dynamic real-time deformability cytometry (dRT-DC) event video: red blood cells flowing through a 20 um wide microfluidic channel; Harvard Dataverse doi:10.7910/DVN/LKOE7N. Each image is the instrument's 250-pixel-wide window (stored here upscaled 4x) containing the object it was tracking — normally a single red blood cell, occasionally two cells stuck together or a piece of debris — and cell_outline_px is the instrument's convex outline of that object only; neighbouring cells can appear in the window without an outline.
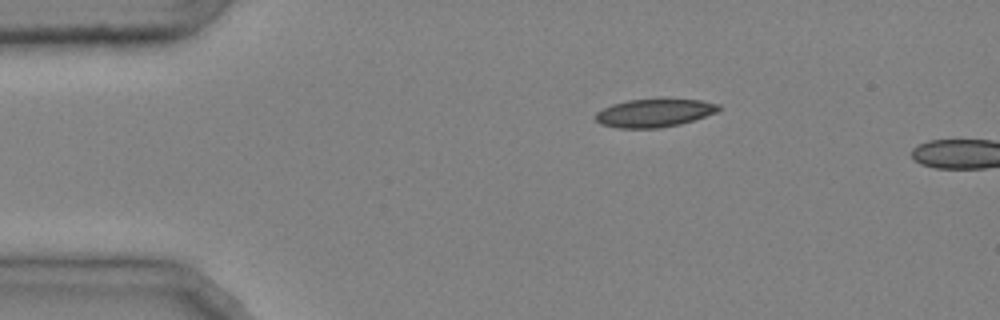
{"species": "common noctule bat (a hibernating species)", "species_latin": "Nyctalus noctula", "temperature_condition": "cold", "stored_images_in_passage": 3, "camera_frame_rate_fps": 3000, "um_per_image_px": 0.085, "animal": {"sex": "male", "body_mass_g": 20.4}, "frame": {"image": 1, "passage_image": 1, "time_ms": 0.0, "image_size_px": [1000, 320], "cell_outline_px": [[720, 108], [716, 112], [680, 124], [660, 128], [616, 128], [600, 124], [596, 120], [596, 112], [612, 104], [628, 100], [700, 100], [720, 104]], "centroid_in_image_um": [55.58, 9.62], "position_along_channel_um": 29.4, "area_um2": 19.83}}